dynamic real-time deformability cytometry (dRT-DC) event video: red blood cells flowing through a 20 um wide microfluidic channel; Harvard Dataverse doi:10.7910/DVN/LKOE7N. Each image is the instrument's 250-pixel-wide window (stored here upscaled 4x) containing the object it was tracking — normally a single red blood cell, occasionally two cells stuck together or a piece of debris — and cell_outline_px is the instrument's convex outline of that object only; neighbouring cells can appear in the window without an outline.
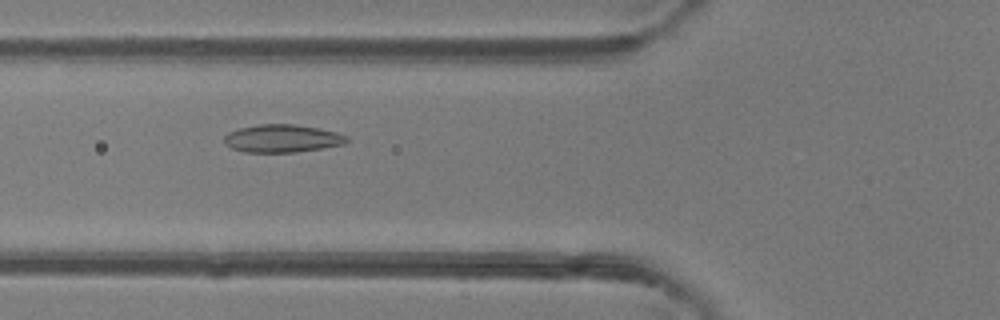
{"species": "common noctule bat (a hibernating species)", "species_latin": "Nyctalus noctula", "temperature_condition": "room temperature", "stored_images_in_passage": 28, "camera_frame_rate_fps": 3000, "um_per_image_px": 0.085, "animal": {"sex": "female"}, "frame": {"image": 1, "passage_image": 9, "time_ms": 2.667, "image_size_px": [1000, 320], "cell_outline_px": [[348, 140], [344, 144], [296, 152], [244, 152], [232, 148], [224, 144], [224, 136], [228, 132], [240, 128], [260, 124], [292, 124], [320, 128], [336, 132], [348, 136]], "centroid_in_image_um": [23.97, 11.76], "position_along_channel_um": 101.8, "area_um2": 19.83}}
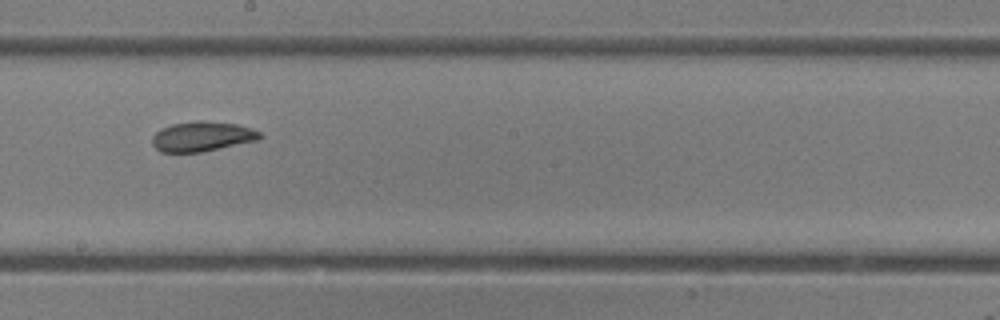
{"frame": {"image": 2, "passage_image": 18, "time_ms": 5.667, "image_size_px": [1000, 320], "cell_outline_px": [[264, 136], [256, 140], [200, 152], [160, 152], [152, 144], [152, 136], [160, 128], [172, 124], [196, 120], [200, 120], [236, 124], [252, 128], [260, 132]], "centroid_in_image_um": [17.15, 11.59], "position_along_channel_um": 231.1, "area_um2": 18.67}}
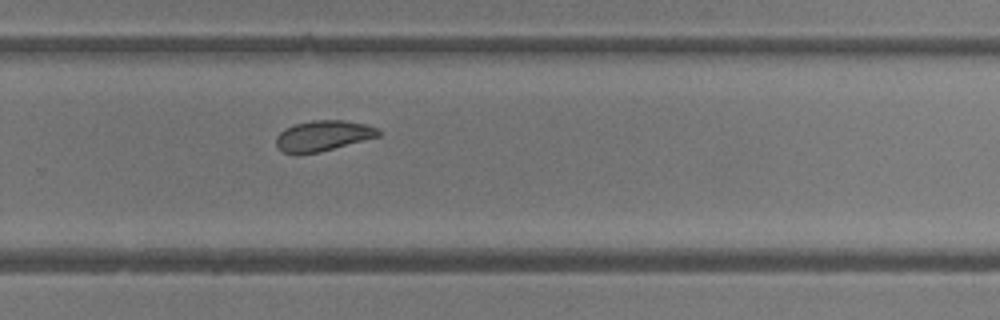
{"frame": {"image": 3, "passage_image": 23, "time_ms": 7.333, "image_size_px": [1000, 320], "cell_outline_px": [[384, 132], [380, 136], [320, 152], [284, 152], [276, 144], [276, 136], [284, 128], [296, 124], [312, 120], [344, 120], [368, 124]], "centroid_in_image_um": [27.53, 11.51], "position_along_channel_um": 302.3, "area_um2": 18.03}, "authors_computed_cell_mechanics": {"area_um2": 18.6983, "velocity_mm_per_s": 4.2927, "shape_relaxation_time_tau1_ms": null, "shape_relaxation_time_tau2_ms": 1.6747, "deformation_change_tau1": null, "deformation_change_tau2": 0.0347}}